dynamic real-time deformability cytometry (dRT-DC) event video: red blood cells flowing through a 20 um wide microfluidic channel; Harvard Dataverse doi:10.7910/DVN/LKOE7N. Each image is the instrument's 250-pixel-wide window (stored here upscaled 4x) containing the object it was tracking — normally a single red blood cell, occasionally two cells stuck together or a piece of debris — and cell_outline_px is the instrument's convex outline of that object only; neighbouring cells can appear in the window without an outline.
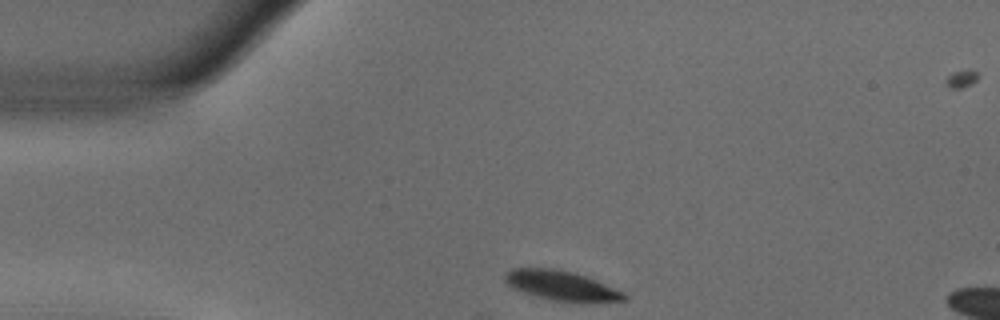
{"species": "common noctule bat (a hibernating species)", "species_latin": "Nyctalus noctula", "temperature_condition": "warm", "stored_images_in_passage": 46, "segment_of_instrument_passage": [1, 2], "camera_frame_rate_fps": 3000, "um_per_image_px": 0.085, "animal": {"sex": "male", "body_mass_g": 18.8}, "frame": {"image": 1, "passage_image": 1, "time_ms": 0.0, "image_size_px": [1000, 320], "cell_outline_px": [[628, 300], [592, 304], [580, 304], [552, 300], [520, 292], [512, 288], [504, 280], [504, 272], [512, 268], [552, 268], [576, 272], [588, 276], [624, 292], [628, 296]], "centroid_in_image_um": [47.79, 24.31], "position_along_channel_um": 37.2, "area_um2": 21.62}}
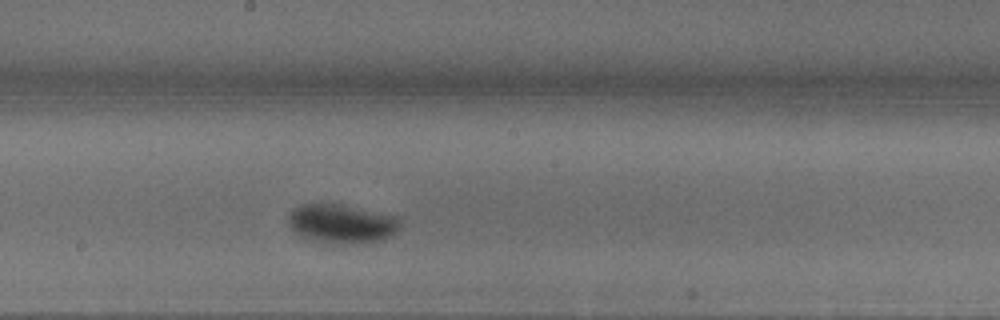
{"frame": {"image": 2, "passage_image": 19, "time_ms": 6.0, "image_size_px": [1000, 320], "cell_outline_px": [[400, 228], [396, 232], [380, 240], [368, 244], [320, 244], [300, 236], [288, 224], [288, 216], [292, 208], [304, 204], [332, 204], [400, 216]], "centroid_in_image_um": [29.03, 19.06], "position_along_channel_um": 219.2, "area_um2": 25.72}}
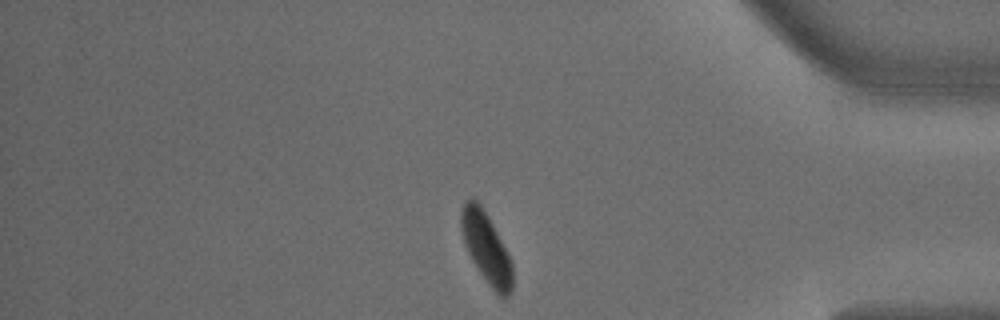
{"frame": {"image": 3, "passage_image": 36, "time_ms": 11.667, "image_size_px": [1000, 320], "cell_outline_px": [[512, 288], [508, 296], [504, 300], [492, 288], [480, 272], [472, 260], [468, 252], [460, 228], [460, 212], [464, 204], [468, 200], [476, 200], [480, 204], [492, 224], [512, 264]], "centroid_in_image_um": [41.32, 21.09], "position_along_channel_um": 393.9, "area_um2": 20.4}}